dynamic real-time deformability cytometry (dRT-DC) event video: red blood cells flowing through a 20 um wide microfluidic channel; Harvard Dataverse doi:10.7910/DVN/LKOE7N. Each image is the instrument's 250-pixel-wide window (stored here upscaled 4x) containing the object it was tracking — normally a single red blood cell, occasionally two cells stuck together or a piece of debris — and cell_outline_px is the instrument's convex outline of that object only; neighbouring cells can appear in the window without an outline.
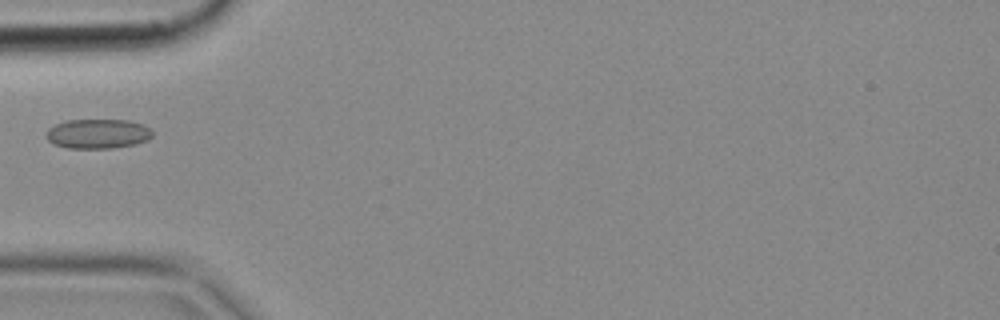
{"species": "common noctule bat (a hibernating species)", "species_latin": "Nyctalus noctula", "temperature_condition": "cold", "stored_images_in_passage": 6, "camera_frame_rate_fps": 3000, "um_per_image_px": 0.085, "animal": {"sex": "female", "body_mass_g": 18.4}, "frame": {"image": 1, "passage_image": 5, "time_ms": 1.333, "image_size_px": [1000, 320], "cell_outline_px": [[152, 136], [148, 140], [136, 144], [112, 148], [68, 148], [52, 144], [44, 136], [48, 128], [64, 120], [128, 120], [144, 124], [152, 128]], "centroid_in_image_um": [8.31, 11.37], "position_along_channel_um": 76.7, "area_um2": 18.61}}
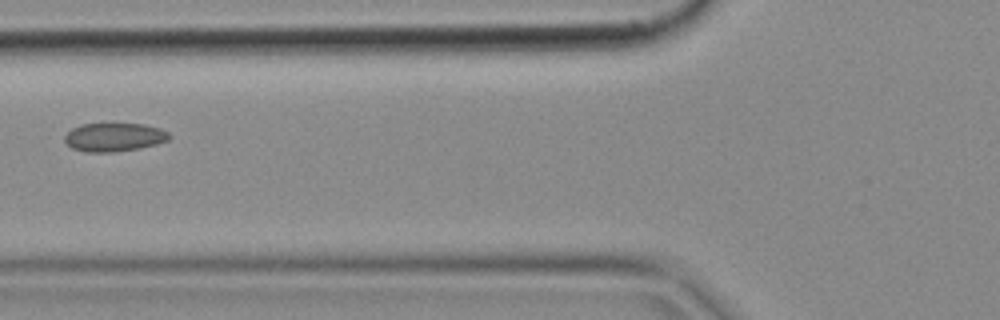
{"frame": {"image": 2, "passage_image": 6, "time_ms": 1.667, "image_size_px": [1000, 320], "cell_outline_px": [[172, 136], [168, 140], [156, 144], [140, 148], [112, 152], [84, 152], [72, 148], [64, 140], [64, 136], [72, 128], [80, 124], [144, 124], [160, 128], [168, 132]], "centroid_in_image_um": [9.7, 11.66], "position_along_channel_um": 116.1, "area_um2": 17.4}}